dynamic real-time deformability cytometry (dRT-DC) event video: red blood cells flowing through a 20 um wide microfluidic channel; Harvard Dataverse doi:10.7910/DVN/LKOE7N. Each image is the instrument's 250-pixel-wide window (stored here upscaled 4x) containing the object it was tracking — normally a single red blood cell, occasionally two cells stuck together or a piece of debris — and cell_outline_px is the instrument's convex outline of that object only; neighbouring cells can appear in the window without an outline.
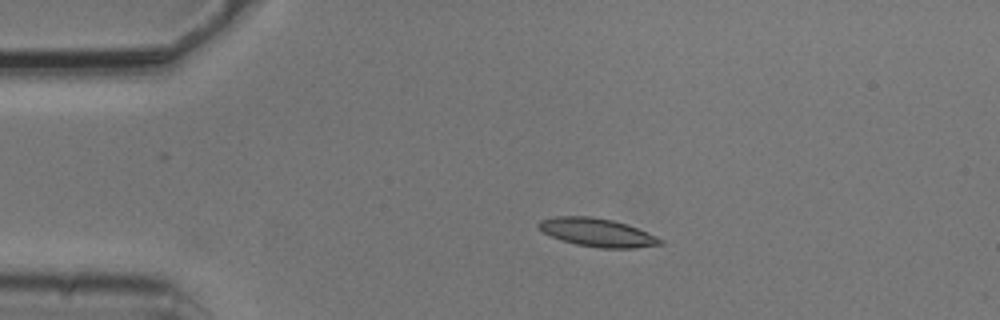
{"species": "common noctule bat (a hibernating species)", "species_latin": "Nyctalus noctula", "temperature_condition": "cold", "stored_images_in_passage": 2, "camera_frame_rate_fps": 3000, "um_per_image_px": 0.085, "animal": {"sex": "male", "body_mass_g": 20.5, "forearm_length_mm": 52.5}, "frame": {"image": 1, "passage_image": 2, "time_ms": 0.333, "image_size_px": [1000, 320], "cell_outline_px": [[664, 244], [636, 248], [600, 248], [576, 244], [552, 236], [544, 232], [536, 224], [540, 220], [556, 216], [588, 216], [612, 220], [636, 228], [656, 236], [664, 240]], "centroid_in_image_um": [50.78, 19.76], "position_along_channel_um": 34.2, "area_um2": 19.77}}